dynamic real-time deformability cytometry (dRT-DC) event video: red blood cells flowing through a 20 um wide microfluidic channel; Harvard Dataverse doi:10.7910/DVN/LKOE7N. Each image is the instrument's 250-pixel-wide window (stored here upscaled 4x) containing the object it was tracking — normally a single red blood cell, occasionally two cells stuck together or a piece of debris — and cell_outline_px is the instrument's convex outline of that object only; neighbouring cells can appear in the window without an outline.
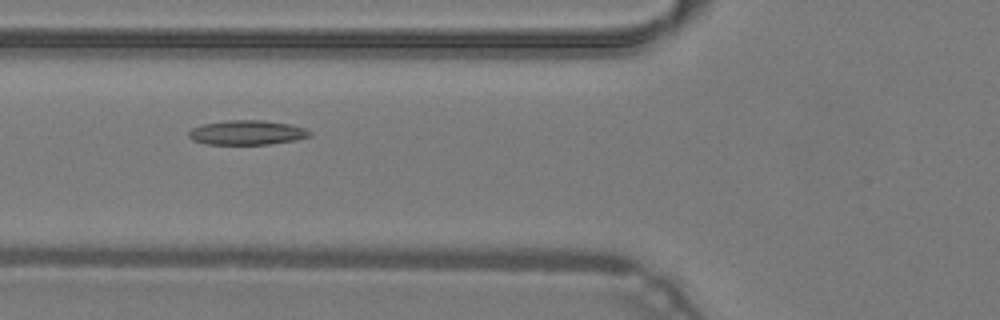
{"species": "common noctule bat (a hibernating species)", "species_latin": "Nyctalus noctula", "temperature_condition": "warm", "stored_images_in_passage": 33, "camera_frame_rate_fps": 3000, "um_per_image_px": 0.085, "animal": {"sex": "male", "body_mass_g": 19.2, "forearm_length_mm": 51.8}, "frame": {"image": 1, "passage_image": 3, "time_ms": 0.667, "image_size_px": [1000, 320], "cell_outline_px": [[312, 136], [296, 140], [268, 144], [204, 144], [192, 140], [188, 136], [188, 132], [192, 128], [204, 124], [228, 120], [264, 120], [288, 124], [304, 128], [312, 132]], "centroid_in_image_um": [21.0, 11.27], "position_along_channel_um": 104.8, "area_um2": 17.28}}
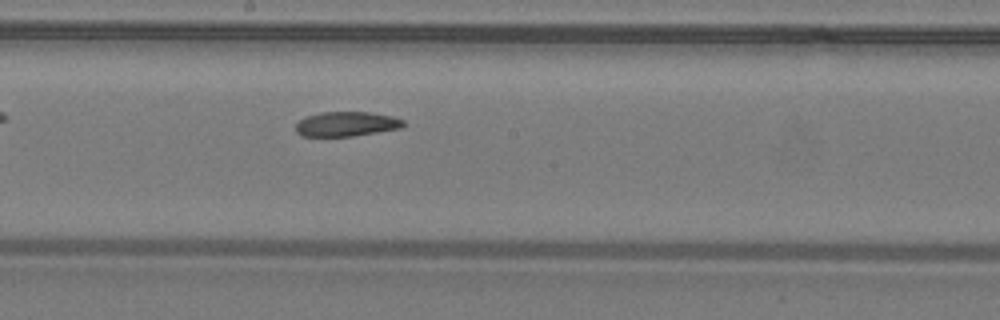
{"frame": {"image": 2, "passage_image": 11, "time_ms": 3.333, "image_size_px": [1000, 320], "cell_outline_px": [[404, 124], [400, 128], [352, 136], [300, 136], [296, 132], [296, 124], [304, 116], [320, 112], [368, 112], [392, 116], [404, 120]], "centroid_in_image_um": [29.4, 10.53], "position_along_channel_um": 218.8, "area_um2": 15.43}}
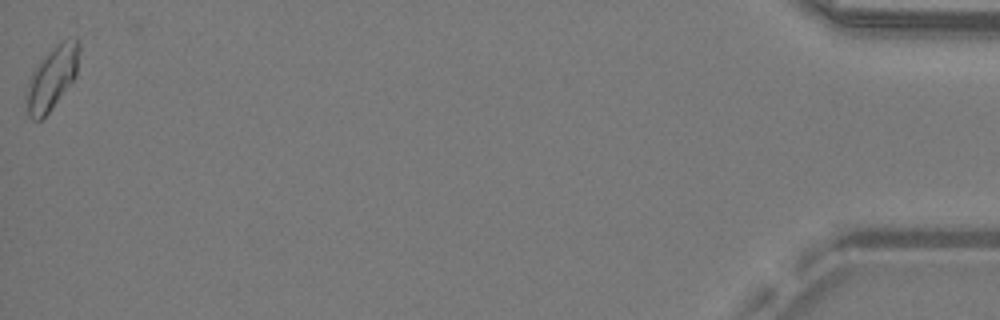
{"frame": {"image": 3, "passage_image": 33, "time_ms": 10.667, "image_size_px": [1000, 320], "cell_outline_px": [[80, 48], [76, 76], [48, 112], [40, 120], [32, 120], [28, 116], [28, 92], [32, 76], [36, 68], [52, 48], [60, 40], [76, 40], [80, 44]], "centroid_in_image_um": [4.48, 6.61], "position_along_channel_um": 430.7, "area_um2": 18.26}}